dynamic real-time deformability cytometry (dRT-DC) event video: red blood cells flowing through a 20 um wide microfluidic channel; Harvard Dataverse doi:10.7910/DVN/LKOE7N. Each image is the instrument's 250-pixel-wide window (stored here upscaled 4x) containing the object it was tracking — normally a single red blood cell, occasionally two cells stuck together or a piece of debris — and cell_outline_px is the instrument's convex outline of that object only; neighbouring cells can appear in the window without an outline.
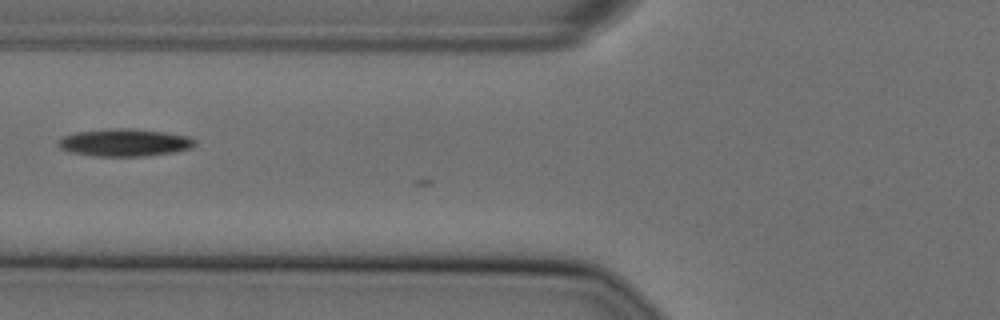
{"species": "Egyptian fruit bat (a non-hibernating species)", "species_latin": "Rousettus aegyptiacus", "temperature_condition": "cold", "stored_images_in_passage": 6, "camera_frame_rate_fps": 3000, "um_per_image_px": 0.085, "animal": {"sex": "female"}, "frame": {"image": 1, "passage_image": 5, "time_ms": 1.333, "image_size_px": [1000, 320], "cell_outline_px": [[196, 144], [192, 148], [172, 152], [140, 156], [92, 156], [68, 152], [60, 148], [56, 144], [56, 140], [60, 136], [76, 132], [112, 128], [132, 128], [164, 132], [192, 136], [196, 140]], "centroid_in_image_um": [10.54, 12.11], "position_along_channel_um": 115.3, "area_um2": 22.25}}